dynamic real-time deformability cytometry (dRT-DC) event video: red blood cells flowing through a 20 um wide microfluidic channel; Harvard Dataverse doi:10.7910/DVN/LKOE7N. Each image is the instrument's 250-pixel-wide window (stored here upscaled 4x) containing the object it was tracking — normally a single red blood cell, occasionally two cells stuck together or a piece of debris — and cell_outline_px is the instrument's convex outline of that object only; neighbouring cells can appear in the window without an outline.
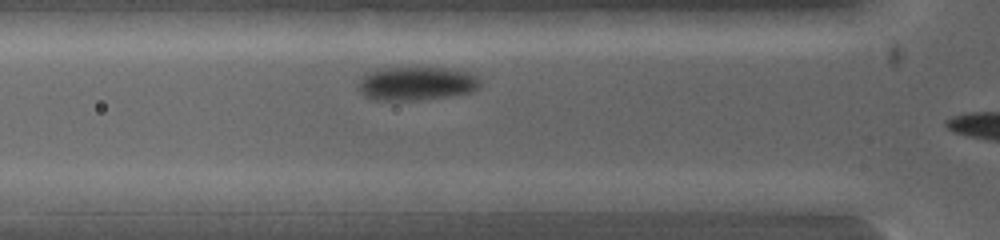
{"species": "common noctule bat (a hibernating species)", "species_latin": "Nyctalus noctula", "temperature_condition": "warm", "stored_images_in_passage": 4, "segment_of_instrument_passage": [1, 2], "camera_frame_rate_fps": 5000, "um_per_image_px": 0.085, "animal": {"sex": "female", "body_mass_g": 19.0, "forearm_length_mm": 53.3}, "frame": {"image": 1, "passage_image": 3, "time_ms": 0.6, "image_size_px": [1000, 240], "cell_outline_px": [[236, 200], [224, 212], [124, 212], [120, 208], [112, 196], [120, 192], [200, 188], [208, 188], [228, 192]], "centroid_in_image_um": [14.87, 17.06], "position_along_channel_um": 110.9, "area_um2": 18.09}}